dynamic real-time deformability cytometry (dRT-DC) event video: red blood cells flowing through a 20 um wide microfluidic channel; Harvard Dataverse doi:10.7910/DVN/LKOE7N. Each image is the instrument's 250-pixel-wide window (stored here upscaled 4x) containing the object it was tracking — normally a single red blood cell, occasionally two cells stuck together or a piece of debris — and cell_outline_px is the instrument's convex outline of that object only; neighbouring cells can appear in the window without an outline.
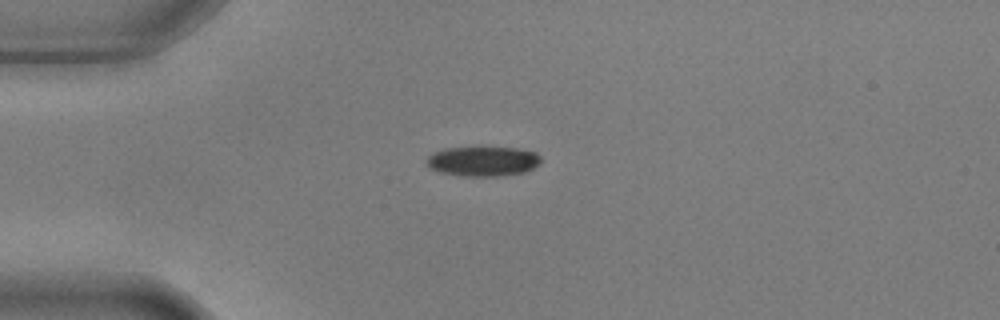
{"species": "common noctule bat (a hibernating species)", "species_latin": "Nyctalus noctula", "temperature_condition": "warm", "stored_images_in_passage": 7, "camera_frame_rate_fps": 3000, "um_per_image_px": 0.085, "animal": {"sex": "male", "body_mass_g": 17.9, "forearm_length_mm": 54.2}, "frame": {"image": 1, "passage_image": 1, "time_ms": 0.0, "image_size_px": [1000, 320], "cell_outline_px": [[540, 164], [524, 172], [496, 176], [464, 176], [440, 172], [428, 168], [424, 164], [424, 160], [432, 152], [444, 148], [476, 144], [516, 148], [536, 152], [540, 156]], "centroid_in_image_um": [40.97, 13.65], "position_along_channel_um": 44.0, "area_um2": 20.92}}
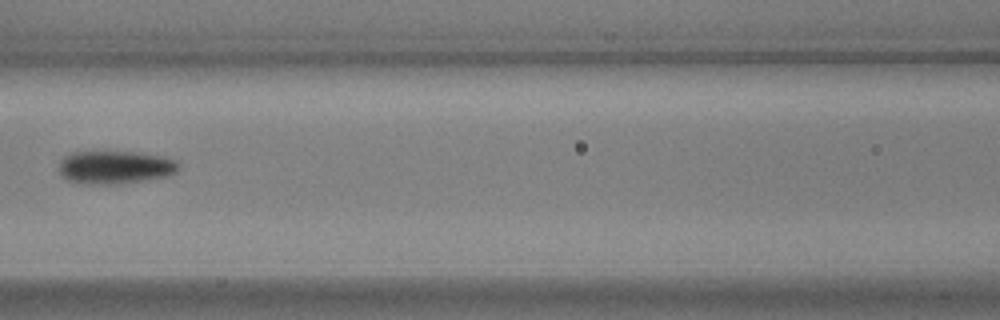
{"frame": {"image": 2, "passage_image": 4, "time_ms": 1.0, "image_size_px": [1000, 320], "cell_outline_px": [[180, 164], [176, 172], [168, 176], [124, 184], [84, 184], [68, 180], [60, 176], [60, 160], [64, 156], [72, 152], [132, 152], [164, 156], [176, 160]], "centroid_in_image_um": [9.79, 14.23], "position_along_channel_um": 156.8, "area_um2": 23.29}}
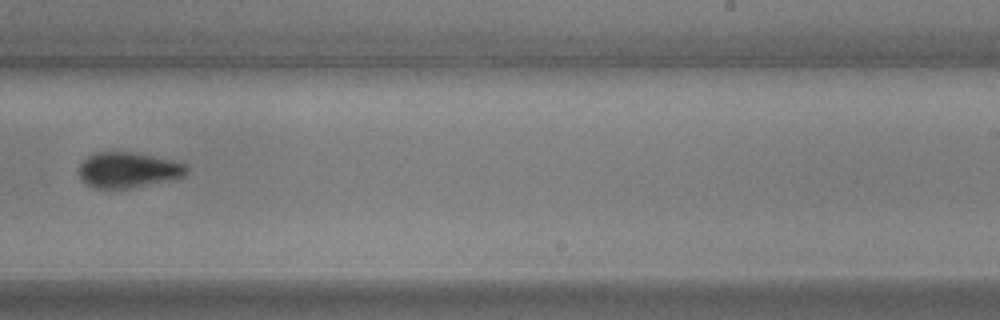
{"frame": {"image": 3, "passage_image": 7, "time_ms": 2.0, "image_size_px": [1000, 320], "cell_outline_px": [[188, 172], [184, 176], [176, 180], [128, 188], [96, 188], [88, 184], [80, 176], [80, 164], [92, 152], [132, 152], [172, 160], [184, 164], [188, 168]], "centroid_in_image_um": [10.94, 14.45], "position_along_channel_um": 278.1, "area_um2": 22.2}}